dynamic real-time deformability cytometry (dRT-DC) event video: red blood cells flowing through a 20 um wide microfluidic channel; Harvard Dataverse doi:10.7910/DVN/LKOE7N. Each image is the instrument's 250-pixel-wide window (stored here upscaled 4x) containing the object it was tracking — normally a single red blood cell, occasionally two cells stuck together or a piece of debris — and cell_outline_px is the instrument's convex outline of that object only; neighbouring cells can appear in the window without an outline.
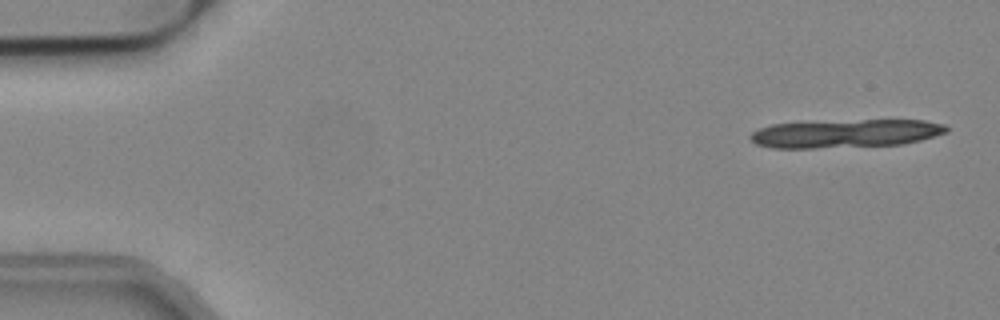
{"species": "common noctule bat (a hibernating species)", "species_latin": "Nyctalus noctula", "temperature_condition": "cold", "stored_images_in_passage": 23, "camera_frame_rate_fps": 3000, "um_per_image_px": 0.085, "animal": {"sex": "male", "body_mass_g": 19.2, "forearm_length_mm": 51.8}, "frame": {"image": 1, "passage_image": 2, "time_ms": 0.333, "image_size_px": [1000, 320], "cell_outline_px": [[948, 132], [920, 140], [904, 144], [816, 148], [772, 148], [756, 144], [748, 136], [752, 132], [760, 128], [772, 124], [864, 120], [924, 120], [944, 124], [948, 128]], "centroid_in_image_um": [71.89, 11.35], "position_along_channel_um": 13.1, "area_um2": 32.08}}
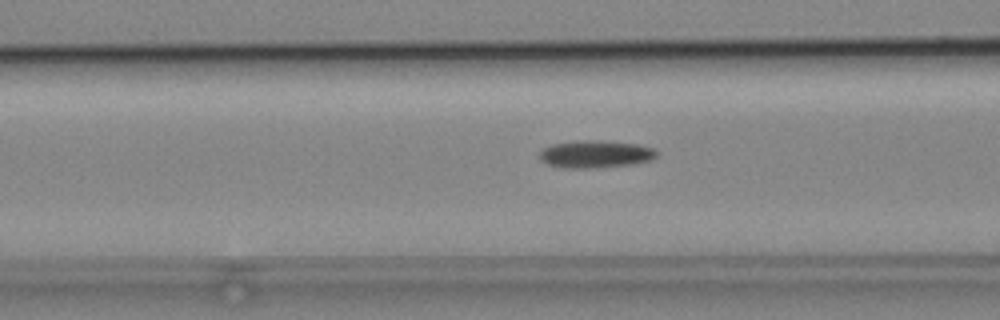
{"frame": {"image": 2, "passage_image": 18, "time_ms": 5.667, "image_size_px": [1000, 320], "cell_outline_px": [[660, 152], [652, 160], [632, 164], [596, 168], [564, 168], [548, 164], [540, 160], [540, 152], [544, 148], [552, 144], [580, 140], [600, 140], [636, 144], [652, 148]], "centroid_in_image_um": [50.63, 13.1], "position_along_channel_um": 116.0, "area_um2": 18.79}}
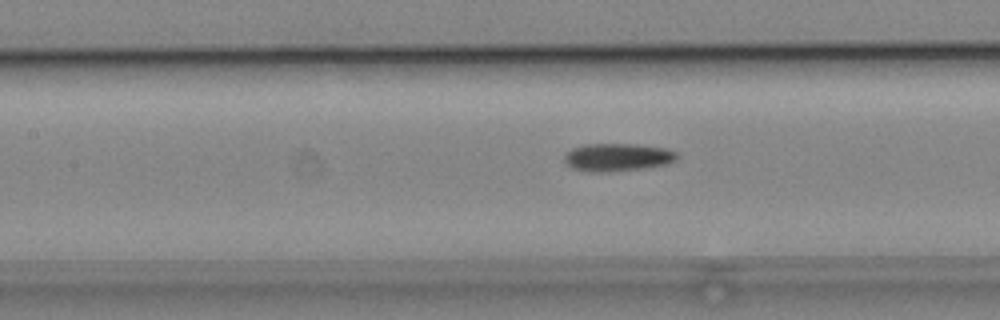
{"frame": {"image": 3, "passage_image": 21, "time_ms": 6.667, "image_size_px": [1000, 320], "cell_outline_px": [[676, 160], [668, 164], [644, 168], [600, 172], [592, 172], [572, 168], [564, 160], [564, 156], [572, 148], [584, 144], [636, 144], [668, 148], [676, 152]], "centroid_in_image_um": [52.5, 13.35], "position_along_channel_um": 154.9, "area_um2": 18.21}}